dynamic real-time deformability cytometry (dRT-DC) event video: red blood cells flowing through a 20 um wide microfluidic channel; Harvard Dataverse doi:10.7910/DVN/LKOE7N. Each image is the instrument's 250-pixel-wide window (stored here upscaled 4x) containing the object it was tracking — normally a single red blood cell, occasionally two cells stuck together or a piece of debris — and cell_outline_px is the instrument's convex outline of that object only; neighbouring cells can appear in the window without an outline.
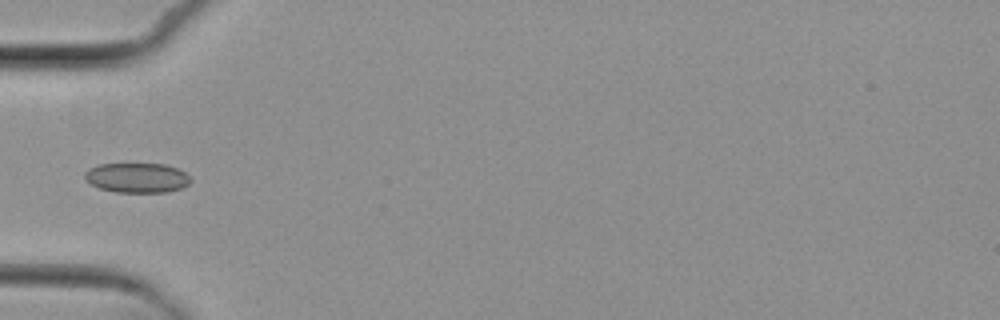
{"species": "common noctule bat (a hibernating species)", "species_latin": "Nyctalus noctula", "temperature_condition": "cold", "stored_images_in_passage": 3, "camera_frame_rate_fps": 3000, "um_per_image_px": 0.085, "animal": {"sex": "female", "body_mass_g": 29.2, "forearm_length_mm": 56.3}, "frame": {"image": 1, "passage_image": 1, "time_ms": 0.0, "image_size_px": [1000, 320], "cell_outline_px": [[192, 180], [188, 184], [180, 188], [168, 192], [116, 192], [100, 188], [92, 184], [84, 176], [84, 172], [100, 164], [164, 164], [176, 168], [184, 172]], "centroid_in_image_um": [11.67, 15.11], "position_along_channel_um": 73.3, "area_um2": 18.09}}
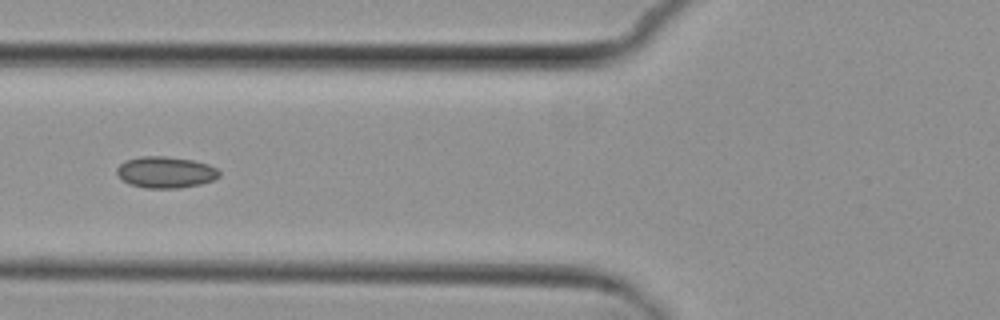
{"frame": {"image": 2, "passage_image": 2, "time_ms": 1.0, "image_size_px": [1000, 320], "cell_outline_px": [[220, 176], [212, 180], [200, 184], [180, 188], [144, 188], [128, 184], [116, 172], [116, 168], [124, 160], [140, 156], [164, 156], [192, 160], [208, 164], [216, 168], [220, 172]], "centroid_in_image_um": [14.06, 14.64], "position_along_channel_um": 111.7, "area_um2": 18.79}}
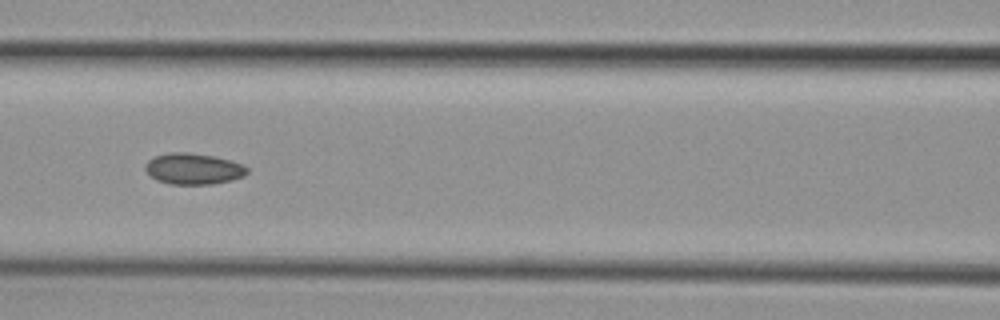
{"frame": {"image": 3, "passage_image": 3, "time_ms": 2.0, "image_size_px": [1000, 320], "cell_outline_px": [[248, 172], [244, 176], [232, 180], [212, 184], [168, 184], [156, 180], [144, 168], [144, 164], [148, 160], [156, 156], [168, 152], [188, 152], [212, 156], [232, 160], [248, 168]], "centroid_in_image_um": [16.43, 14.35], "position_along_channel_um": 150.2, "area_um2": 18.5}}